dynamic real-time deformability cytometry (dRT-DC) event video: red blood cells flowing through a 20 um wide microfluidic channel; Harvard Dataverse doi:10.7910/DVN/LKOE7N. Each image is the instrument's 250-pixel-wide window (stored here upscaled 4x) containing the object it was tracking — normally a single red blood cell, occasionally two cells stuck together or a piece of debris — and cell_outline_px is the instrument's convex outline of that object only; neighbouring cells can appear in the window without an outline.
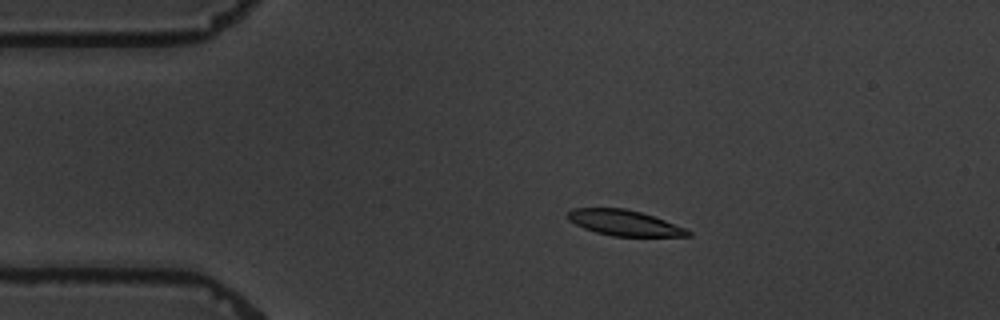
{"species": "common noctule bat (a hibernating species)", "species_latin": "Nyctalus noctula", "temperature_condition": "warm", "stored_images_in_passage": 6, "camera_frame_rate_fps": 3000, "um_per_image_px": 0.085, "animal": {"sex": "male", "body_mass_g": 19.5, "forearm_length_mm": 54.6}, "frame": {"image": 1, "passage_image": 3, "time_ms": 3.0, "image_size_px": [1000, 320], "cell_outline_px": [[692, 236], [612, 236], [596, 232], [584, 228], [568, 220], [564, 216], [572, 208], [624, 208], [640, 212], [664, 220], [684, 228], [692, 232]], "centroid_in_image_um": [53.02, 18.94], "position_along_channel_um": 32.0, "area_um2": 17.8}}
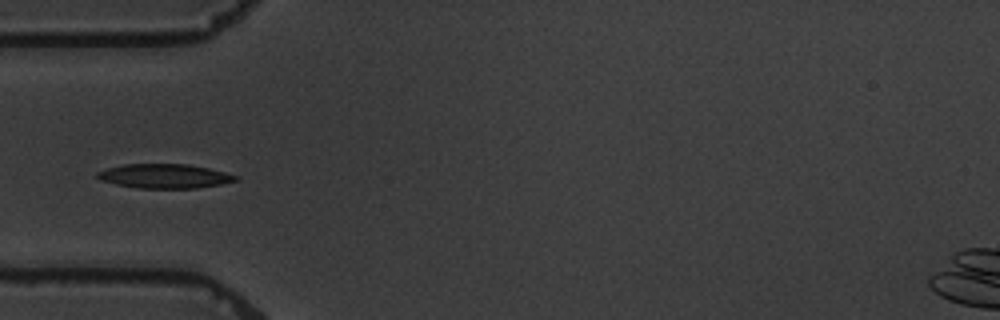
{"frame": {"image": 2, "passage_image": 5, "time_ms": 5.333, "image_size_px": [1000, 320], "cell_outline_px": [[240, 180], [220, 184], [196, 188], [136, 188], [116, 184], [100, 180], [96, 176], [96, 172], [108, 168], [124, 164], [188, 164], [208, 168], [240, 176]], "centroid_in_image_um": [14.0, 14.97], "position_along_channel_um": 71.0, "area_um2": 19.59}}
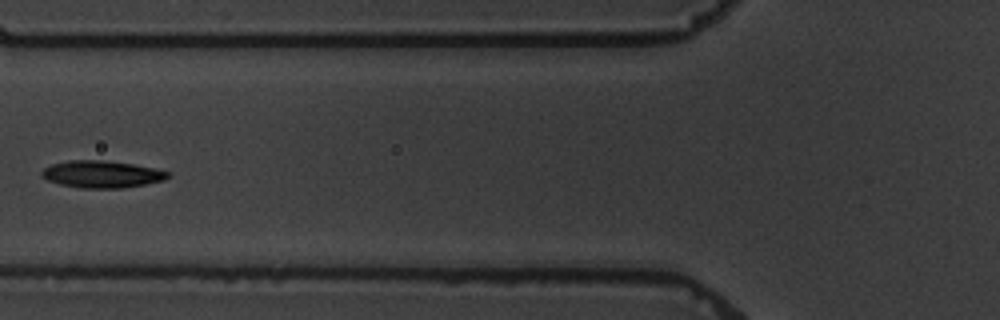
{"frame": {"image": 3, "passage_image": 6, "time_ms": 6.667, "image_size_px": [1000, 320], "cell_outline_px": [[172, 176], [164, 180], [124, 188], [80, 188], [60, 184], [48, 180], [40, 176], [40, 172], [44, 168], [52, 164], [68, 160], [104, 160], [132, 164], [156, 168], [172, 172]], "centroid_in_image_um": [8.68, 14.8], "position_along_channel_um": 117.1, "area_um2": 20.11}}